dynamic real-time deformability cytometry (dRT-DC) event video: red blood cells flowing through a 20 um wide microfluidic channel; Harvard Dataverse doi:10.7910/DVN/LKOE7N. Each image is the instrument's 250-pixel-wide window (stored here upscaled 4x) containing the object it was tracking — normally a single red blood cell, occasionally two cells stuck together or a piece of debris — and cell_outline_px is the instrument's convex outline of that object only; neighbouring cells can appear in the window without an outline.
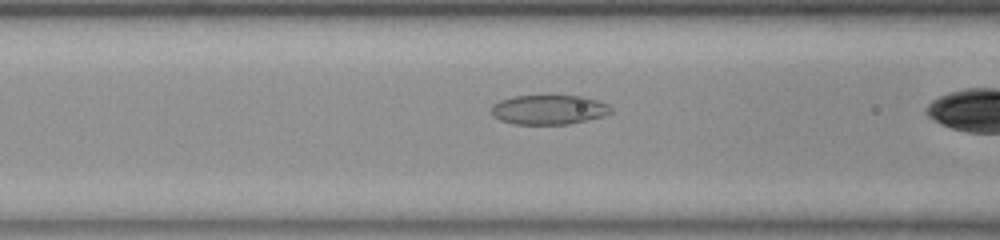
{"species": "common noctule bat (a hibernating species)", "species_latin": "Nyctalus noctula", "temperature_condition": "room temperature", "stored_images_in_passage": 39, "camera_frame_rate_fps": 3000, "um_per_image_px": 0.085, "animal": {"sex": "female", "body_mass_g": 23.0, "forearm_length_mm": 53.4}, "frame": {"image": 1, "passage_image": 17, "time_ms": 5.333, "image_size_px": [1000, 240], "cell_outline_px": [[612, 112], [604, 116], [588, 120], [568, 124], [512, 124], [500, 120], [492, 116], [492, 104], [500, 100], [516, 96], [552, 92], [584, 96], [608, 104], [612, 108]], "centroid_in_image_um": [46.66, 9.27], "position_along_channel_um": 119.9, "area_um2": 21.62}}
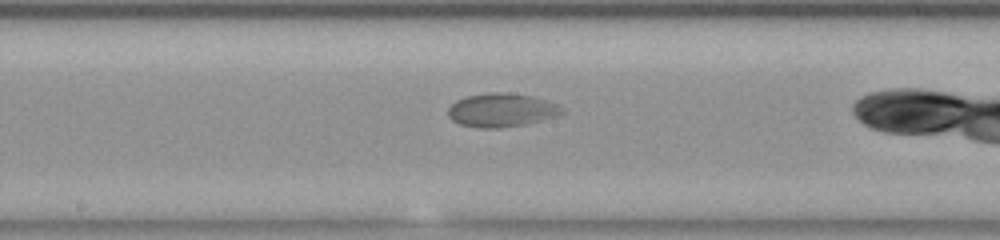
{"frame": {"image": 2, "passage_image": 24, "time_ms": 7.667, "image_size_px": [1000, 240], "cell_outline_px": [[564, 112], [556, 116], [528, 124], [500, 128], [480, 128], [460, 124], [452, 120], [448, 116], [448, 108], [456, 100], [464, 96], [488, 92], [504, 92], [532, 96], [556, 104], [564, 108]], "centroid_in_image_um": [42.61, 9.36], "position_along_channel_um": 205.6, "area_um2": 22.43}}
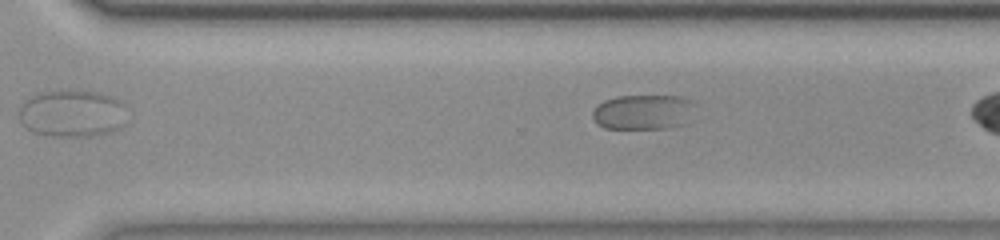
{"frame": {"image": 3, "passage_image": 33, "time_ms": 10.667, "image_size_px": [1000, 240], "cell_outline_px": [[696, 104], [680, 124], [668, 128], [604, 128], [596, 124], [592, 116], [592, 112], [604, 100], [616, 96], [680, 96], [692, 100]], "centroid_in_image_um": [54.61, 9.51], "position_along_channel_um": 316.0, "area_um2": 20.52}}